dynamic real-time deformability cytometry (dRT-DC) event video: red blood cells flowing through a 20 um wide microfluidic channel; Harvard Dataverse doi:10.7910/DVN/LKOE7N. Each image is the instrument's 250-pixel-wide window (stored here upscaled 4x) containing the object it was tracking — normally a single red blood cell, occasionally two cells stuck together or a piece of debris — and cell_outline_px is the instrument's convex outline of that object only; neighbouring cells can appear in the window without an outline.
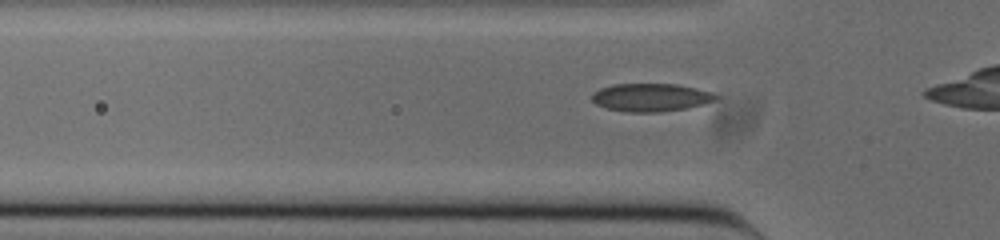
{"species": "common noctule bat (a hibernating species)", "species_latin": "Nyctalus noctula", "temperature_condition": "cold", "stored_images_in_passage": 32, "camera_frame_rate_fps": 3000, "um_per_image_px": 0.085, "animal": {"sex": "male", "body_mass_g": 20.0, "forearm_length_mm": 53.3}, "frame": {"image": 1, "passage_image": 6, "time_ms": 1.667, "image_size_px": [1000, 240], "cell_outline_px": [[720, 96], [716, 100], [704, 104], [688, 108], [660, 112], [624, 112], [608, 108], [596, 104], [592, 100], [592, 92], [600, 88], [612, 84], [676, 84], [696, 88], [712, 92]], "centroid_in_image_um": [55.34, 8.28], "position_along_channel_um": 70.5, "area_um2": 20.4}}
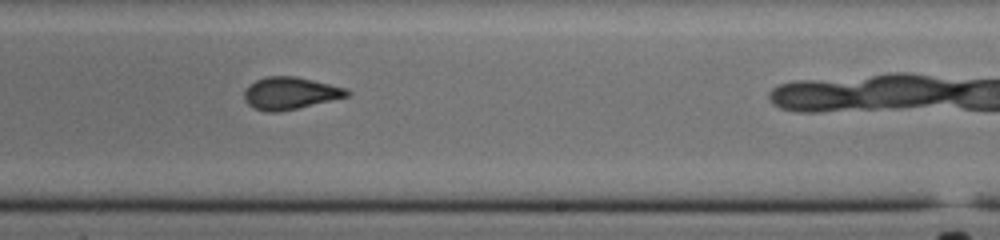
{"frame": {"image": 2, "passage_image": 21, "time_ms": 6.667, "image_size_px": [1000, 240], "cell_outline_px": [[352, 92], [348, 96], [280, 112], [264, 112], [248, 104], [244, 100], [244, 92], [248, 84], [256, 80], [268, 76], [296, 76], [344, 88]], "centroid_in_image_um": [24.61, 7.92], "position_along_channel_um": 264.4, "area_um2": 19.13}}
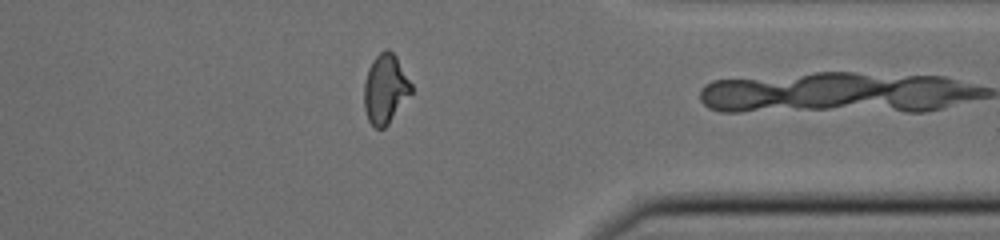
{"frame": {"image": 3, "passage_image": 31, "time_ms": 10.0, "image_size_px": [1000, 240], "cell_outline_px": [[412, 92], [388, 124], [384, 128], [376, 128], [368, 120], [364, 108], [364, 84], [368, 68], [372, 60], [384, 48], [388, 48], [396, 56], [412, 84]], "centroid_in_image_um": [32.74, 7.53], "position_along_channel_um": 378.7, "area_um2": 19.02}}